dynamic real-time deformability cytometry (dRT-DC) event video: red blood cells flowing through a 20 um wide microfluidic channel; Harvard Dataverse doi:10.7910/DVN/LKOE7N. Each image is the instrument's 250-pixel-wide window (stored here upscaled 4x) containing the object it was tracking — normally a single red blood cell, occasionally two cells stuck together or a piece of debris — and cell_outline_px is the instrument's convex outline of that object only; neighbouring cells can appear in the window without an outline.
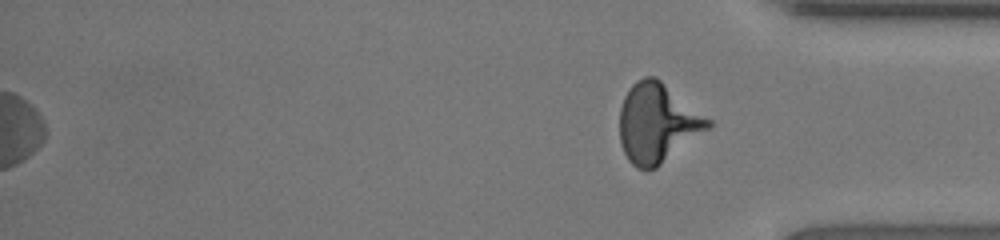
{"species": "human", "species_latin": "Homo sapiens", "temperature_condition": "room temperature", "stored_images_in_passage": 54, "segment_of_instrument_passage": [2, 2], "camera_frame_rate_fps": 3000, "um_per_image_px": 0.085, "donor": {"sex": "female"}, "frame": {"image": 1, "passage_image": 54, "time_ms": 17.667, "image_size_px": [1000, 240], "cell_outline_px": [[712, 128], [656, 168], [636, 168], [628, 160], [620, 144], [620, 108], [624, 96], [632, 84], [636, 80], [644, 76], [656, 76], [712, 120]], "centroid_in_image_um": [55.9, 10.45], "position_along_channel_um": 379.3, "area_um2": 41.15}}